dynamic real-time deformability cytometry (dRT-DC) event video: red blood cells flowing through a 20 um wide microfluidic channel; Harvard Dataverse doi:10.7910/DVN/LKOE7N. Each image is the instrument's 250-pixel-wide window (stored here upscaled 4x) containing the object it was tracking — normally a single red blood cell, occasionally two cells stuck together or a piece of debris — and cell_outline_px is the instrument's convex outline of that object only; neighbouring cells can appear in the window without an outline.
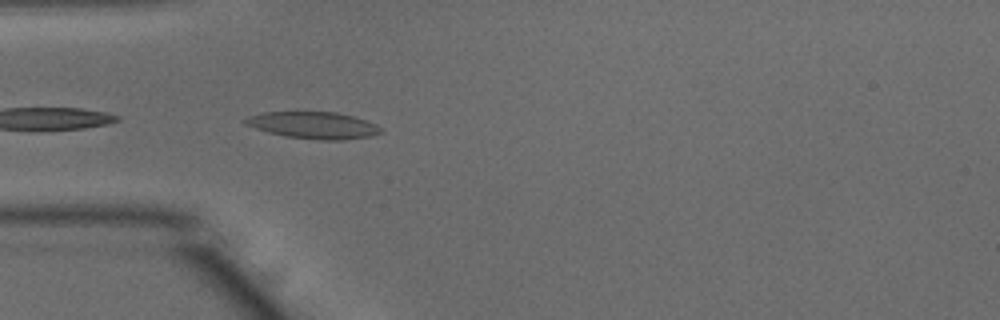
{"species": "common noctule bat (a hibernating species)", "species_latin": "Nyctalus noctula", "temperature_condition": "warm", "stored_images_in_passage": 4, "camera_frame_rate_fps": 3000, "um_per_image_px": 0.085, "animal": {"sex": "male", "body_mass_g": 15.6}, "frame": {"image": 1, "passage_image": 1, "time_ms": 0.0, "image_size_px": [1000, 320], "cell_outline_px": [[384, 132], [372, 136], [344, 140], [320, 140], [288, 136], [268, 132], [244, 124], [240, 120], [248, 116], [264, 112], [336, 112], [352, 116], [376, 124]], "centroid_in_image_um": [26.63, 10.64], "position_along_channel_um": 58.4, "area_um2": 21.15}}